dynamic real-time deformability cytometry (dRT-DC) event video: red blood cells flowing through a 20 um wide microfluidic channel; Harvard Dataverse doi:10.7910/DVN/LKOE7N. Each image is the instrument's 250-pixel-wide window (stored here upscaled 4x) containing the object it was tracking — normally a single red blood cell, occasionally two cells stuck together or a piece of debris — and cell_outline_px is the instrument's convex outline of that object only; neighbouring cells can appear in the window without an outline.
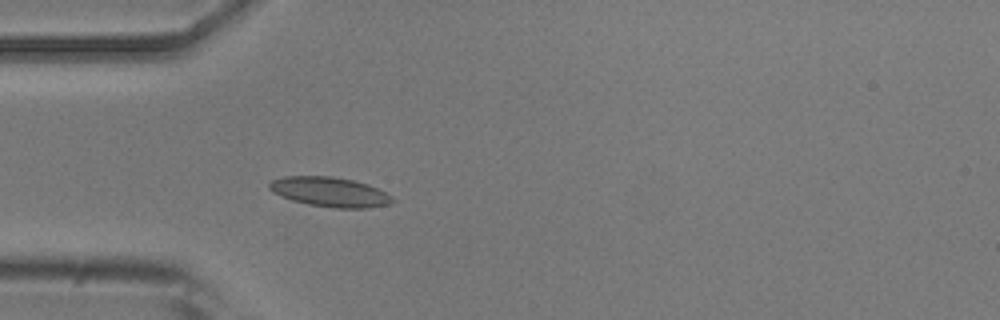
{"species": "common noctule bat (a hibernating species)", "species_latin": "Nyctalus noctula", "temperature_condition": "room temperature", "stored_images_in_passage": 3, "camera_frame_rate_fps": 3000, "um_per_image_px": 0.085, "animal": {"sex": "male", "body_mass_g": 20.5, "forearm_length_mm": 52.5}, "frame": {"image": 1, "passage_image": 3, "time_ms": 3.333, "image_size_px": [1000, 320], "cell_outline_px": [[396, 200], [388, 204], [368, 208], [332, 208], [308, 204], [292, 200], [280, 196], [272, 192], [268, 188], [268, 184], [272, 180], [284, 176], [332, 176], [352, 180], [368, 184], [392, 196]], "centroid_in_image_um": [28.01, 16.32], "position_along_channel_um": 57.0, "area_um2": 21.33}}